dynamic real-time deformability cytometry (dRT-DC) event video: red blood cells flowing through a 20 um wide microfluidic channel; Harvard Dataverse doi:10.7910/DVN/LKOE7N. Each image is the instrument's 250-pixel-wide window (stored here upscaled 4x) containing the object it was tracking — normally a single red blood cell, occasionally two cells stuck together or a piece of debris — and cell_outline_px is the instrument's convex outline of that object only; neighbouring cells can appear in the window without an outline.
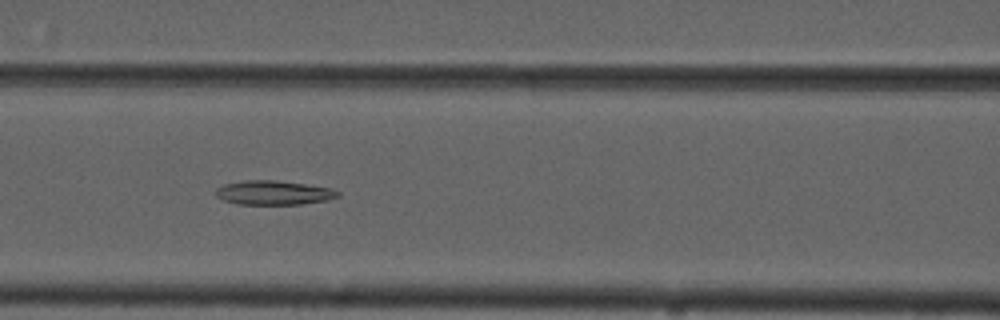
{"species": "common noctule bat (a hibernating species)", "species_latin": "Nyctalus noctula", "temperature_condition": "cold", "stored_images_in_passage": 28, "camera_frame_rate_fps": 3000, "um_per_image_px": 0.085, "animal": {"sex": "male", "forearm_length_mm": 52.5}, "frame": {"image": 1, "passage_image": 9, "time_ms": 2.667, "image_size_px": [1000, 320], "cell_outline_px": [[340, 196], [328, 200], [300, 204], [240, 204], [224, 200], [216, 196], [216, 188], [224, 184], [244, 180], [276, 180], [332, 188], [340, 192]], "centroid_in_image_um": [23.28, 16.37], "position_along_channel_um": 143.3, "area_um2": 17.17}}
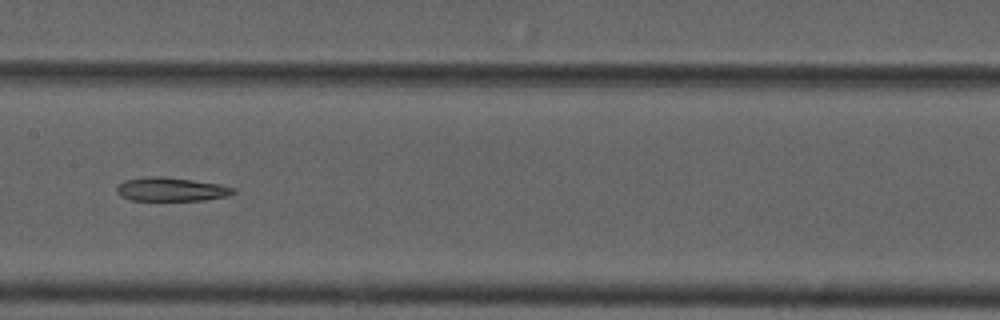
{"frame": {"image": 2, "passage_image": 13, "time_ms": 4.0, "image_size_px": [1000, 320], "cell_outline_px": [[236, 192], [228, 196], [204, 200], [132, 200], [120, 196], [116, 192], [116, 188], [124, 180], [148, 176], [164, 176], [220, 184], [236, 188]], "centroid_in_image_um": [14.56, 16.09], "position_along_channel_um": 192.8, "area_um2": 16.18}}
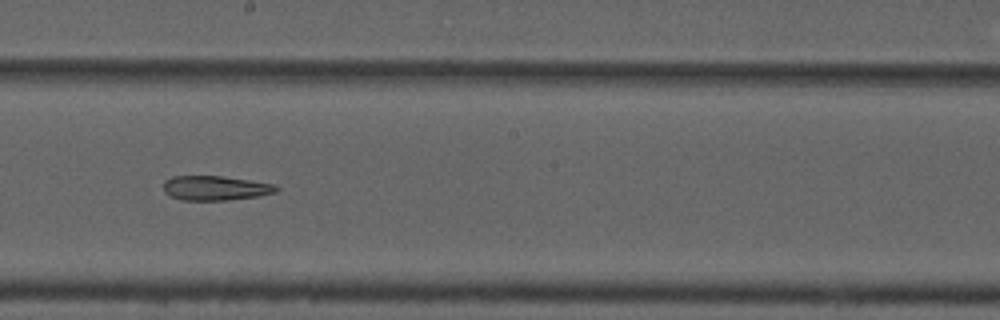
{"frame": {"image": 3, "passage_image": 16, "time_ms": 5.0, "image_size_px": [1000, 320], "cell_outline_px": [[280, 188], [276, 192], [260, 196], [224, 200], [180, 200], [164, 192], [164, 180], [172, 176], [224, 176], [276, 184]], "centroid_in_image_um": [18.33, 15.98], "position_along_channel_um": 229.9, "area_um2": 16.24}, "authors_computed_cell_mechanics": {"area_um2": 17.0799, "velocity_mm_per_s": 3.7223, "shape_relaxation_time_tau1_ms": null, "shape_relaxation_time_tau2_ms": 10.0786, "deformation_change_tau1": null, "deformation_change_tau2": 0.2324}}